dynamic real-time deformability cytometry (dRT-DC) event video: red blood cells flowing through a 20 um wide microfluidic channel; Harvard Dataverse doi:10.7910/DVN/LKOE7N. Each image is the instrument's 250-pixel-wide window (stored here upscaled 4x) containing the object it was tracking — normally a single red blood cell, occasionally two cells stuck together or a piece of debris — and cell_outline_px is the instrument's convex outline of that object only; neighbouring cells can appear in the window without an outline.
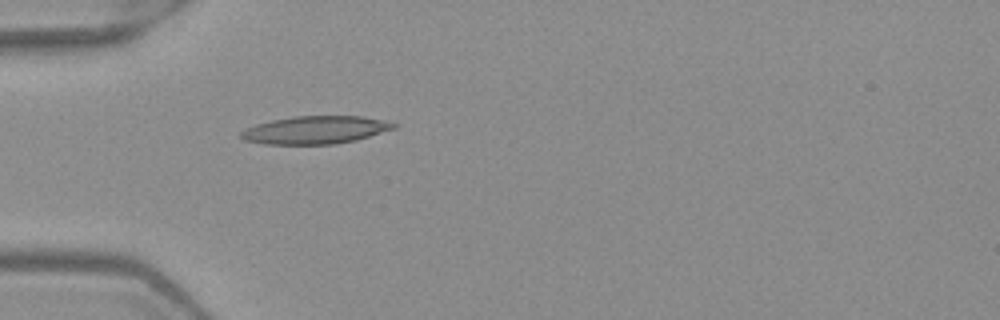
{"species": "Egyptian fruit bat (a non-hibernating species)", "species_latin": "Rousettus aegyptiacus", "temperature_condition": "warm", "stored_images_in_passage": 2, "camera_frame_rate_fps": 3000, "um_per_image_px": 0.085, "frame": {"image": 1, "passage_image": 2, "time_ms": 0.333, "image_size_px": [1000, 320], "cell_outline_px": [[396, 128], [356, 140], [336, 144], [264, 144], [244, 140], [240, 136], [240, 132], [256, 124], [272, 120], [292, 116], [364, 116], [396, 124]], "centroid_in_image_um": [26.79, 11.05], "position_along_channel_um": 58.2, "area_um2": 24.62}}